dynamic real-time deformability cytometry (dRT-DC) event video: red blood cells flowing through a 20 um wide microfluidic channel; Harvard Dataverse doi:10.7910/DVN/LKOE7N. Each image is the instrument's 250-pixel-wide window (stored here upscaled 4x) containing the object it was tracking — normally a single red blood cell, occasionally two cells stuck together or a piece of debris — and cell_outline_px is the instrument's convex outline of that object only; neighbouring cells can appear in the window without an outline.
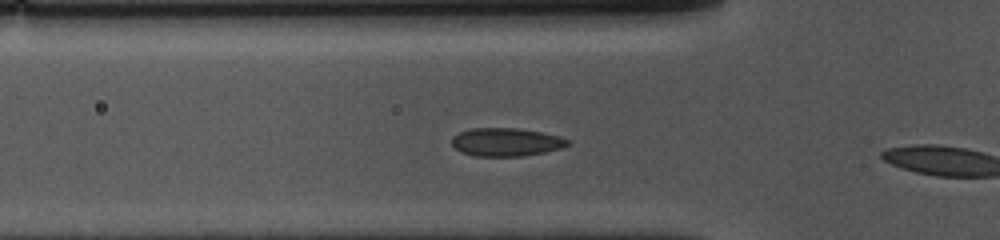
{"species": "common noctule bat (a hibernating species)", "species_latin": "Nyctalus noctula", "temperature_condition": "cold", "stored_images_in_passage": 8, "camera_frame_rate_fps": 3000, "um_per_image_px": 0.085, "animal": {"sex": "female", "body_mass_g": 10.0, "forearm_length_mm": 53.1}, "frame": {"image": 1, "passage_image": 7, "time_ms": 2.0, "image_size_px": [1000, 240], "cell_outline_px": [[572, 144], [564, 148], [544, 152], [520, 156], [476, 156], [460, 152], [452, 144], [452, 136], [460, 132], [472, 128], [520, 128], [544, 132], [560, 136], [572, 140]], "centroid_in_image_um": [43.09, 12.07], "position_along_channel_um": 82.7, "area_um2": 19.36}}